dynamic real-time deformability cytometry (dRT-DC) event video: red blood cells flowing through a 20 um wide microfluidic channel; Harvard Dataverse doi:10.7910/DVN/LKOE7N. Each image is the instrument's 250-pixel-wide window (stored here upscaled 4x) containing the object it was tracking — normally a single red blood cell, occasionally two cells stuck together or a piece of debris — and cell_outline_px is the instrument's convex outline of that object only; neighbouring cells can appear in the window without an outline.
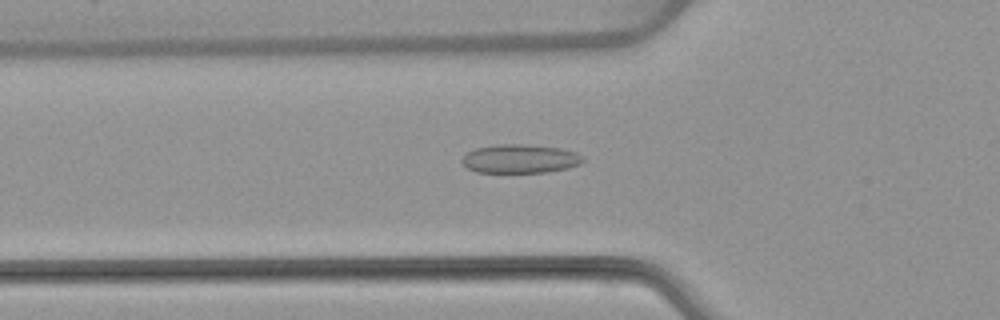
{"species": "common noctule bat (a hibernating species)", "species_latin": "Nyctalus noctula", "temperature_condition": "warm", "stored_images_in_passage": 53, "camera_frame_rate_fps": 3000, "um_per_image_px": 0.085, "animal": {"sex": "female", "body_mass_g": 22.7, "forearm_length_mm": 54.2}, "frame": {"image": 1, "passage_image": 18, "time_ms": 5.667, "image_size_px": [1000, 320], "cell_outline_px": [[584, 160], [580, 164], [568, 168], [548, 172], [476, 172], [468, 168], [460, 160], [468, 152], [476, 148], [496, 144], [524, 144], [560, 148], [576, 152], [584, 156]], "centroid_in_image_um": [44.23, 13.49], "position_along_channel_um": 81.6, "area_um2": 20.29}}
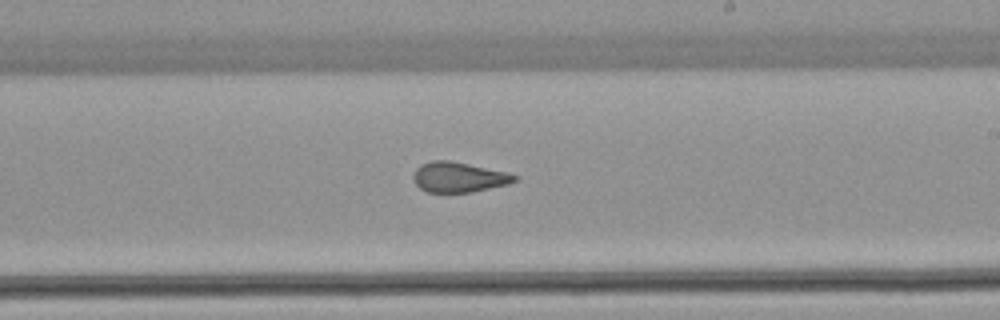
{"frame": {"image": 2, "passage_image": 31, "time_ms": 10.0, "image_size_px": [1000, 320], "cell_outline_px": [[520, 180], [508, 184], [472, 192], [428, 192], [420, 188], [416, 184], [412, 176], [416, 168], [420, 164], [432, 160], [448, 160], [508, 172], [520, 176]], "centroid_in_image_um": [39.02, 15.05], "position_along_channel_um": 250.0, "area_um2": 17.92}}
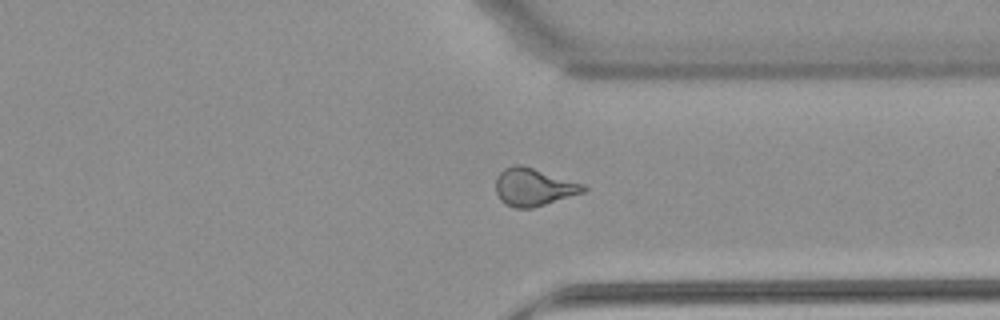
{"frame": {"image": 3, "passage_image": 40, "time_ms": 13.0, "image_size_px": [1000, 320], "cell_outline_px": [[588, 188], [584, 192], [532, 208], [516, 208], [504, 204], [500, 200], [496, 192], [496, 176], [504, 168], [516, 164], [520, 164], [584, 184]], "centroid_in_image_um": [45.33, 15.9], "position_along_channel_um": 366.1, "area_um2": 19.13}, "authors_computed_cell_mechanics": {"area_um2": 19.3052, "velocity_mm_per_s": 3.8745, "shape_relaxation_time_tau1_ms": null, "shape_relaxation_time_tau2_ms": 1.3401, "deformation_change_tau1": null, "deformation_change_tau2": 0.079}}